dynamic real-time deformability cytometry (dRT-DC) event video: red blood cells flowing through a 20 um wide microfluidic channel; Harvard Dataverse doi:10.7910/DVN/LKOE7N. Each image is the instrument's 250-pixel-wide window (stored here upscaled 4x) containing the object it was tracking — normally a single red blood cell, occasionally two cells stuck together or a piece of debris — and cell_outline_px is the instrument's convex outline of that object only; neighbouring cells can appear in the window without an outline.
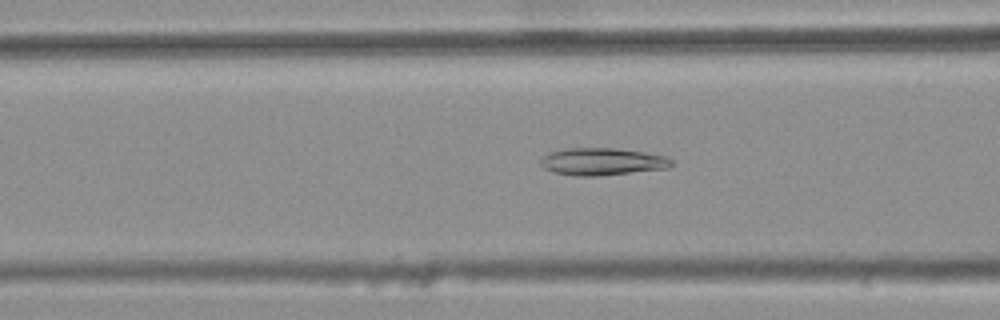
{"species": "common noctule bat (a hibernating species)", "species_latin": "Nyctalus noctula", "temperature_condition": "warm", "stored_images_in_passage": 46, "camera_frame_rate_fps": 3000, "um_per_image_px": 0.085, "animal": {"sex": "female", "body_mass_g": 25.1}, "frame": {"image": 1, "passage_image": 20, "time_ms": 6.333, "image_size_px": [1000, 320], "cell_outline_px": [[672, 164], [668, 168], [600, 176], [576, 176], [552, 172], [544, 168], [540, 164], [540, 160], [544, 156], [552, 152], [568, 148], [616, 148], [644, 152], [668, 156], [672, 160]], "centroid_in_image_um": [51.21, 13.74], "position_along_channel_um": 115.4, "area_um2": 20.87}}
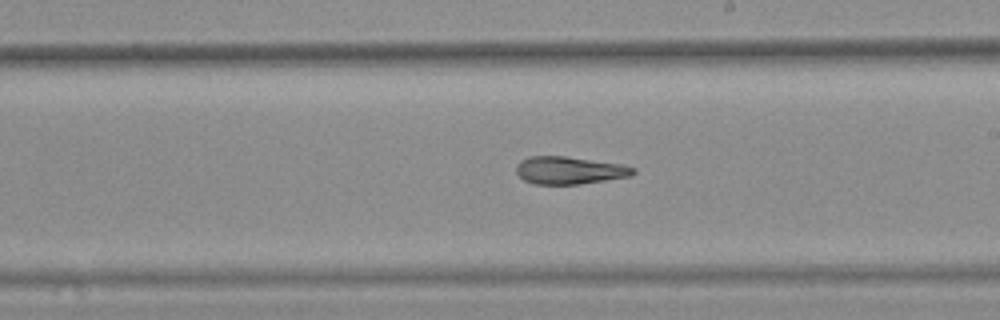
{"frame": {"image": 2, "passage_image": 30, "time_ms": 9.667, "image_size_px": [1000, 320], "cell_outline_px": [[636, 172], [632, 176], [580, 184], [532, 184], [524, 180], [516, 172], [516, 164], [520, 160], [528, 156], [564, 156], [624, 164], [636, 168]], "centroid_in_image_um": [48.41, 14.47], "position_along_channel_um": 240.6, "area_um2": 19.02}}
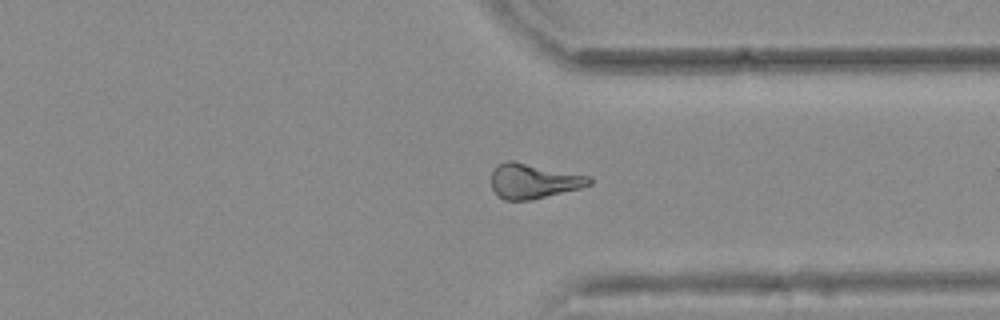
{"frame": {"image": 3, "passage_image": 40, "time_ms": 13.0, "image_size_px": [1000, 320], "cell_outline_px": [[592, 184], [580, 188], [532, 200], [504, 200], [492, 188], [492, 172], [496, 164], [508, 160], [512, 160], [592, 176]], "centroid_in_image_um": [45.37, 15.37], "position_along_channel_um": 366.0, "area_um2": 20.06}, "authors_computed_cell_mechanics": {"area_um2": 19.8254, "velocity_mm_per_s": 3.7653, "shape_relaxation_time_tau1_ms": null, "shape_relaxation_time_tau2_ms": 8.5735, "deformation_change_tau1": null, "deformation_change_tau2": 0.1795}}